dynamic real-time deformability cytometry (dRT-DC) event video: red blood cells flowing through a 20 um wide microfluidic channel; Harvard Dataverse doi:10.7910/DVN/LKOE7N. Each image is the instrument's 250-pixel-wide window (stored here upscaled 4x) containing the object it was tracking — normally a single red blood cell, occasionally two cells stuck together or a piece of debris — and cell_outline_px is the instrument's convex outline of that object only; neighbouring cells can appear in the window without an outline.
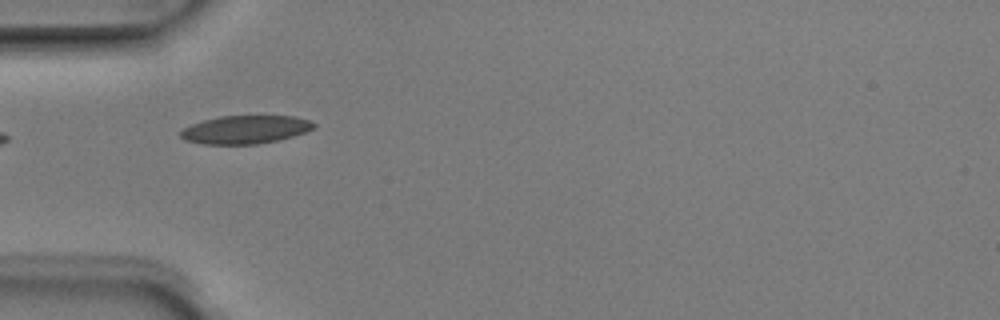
{"species": "Egyptian fruit bat (a non-hibernating species)", "species_latin": "Rousettus aegyptiacus", "temperature_condition": "room temperature", "stored_images_in_passage": 7, "camera_frame_rate_fps": 3000, "um_per_image_px": 0.085, "animal": {"sex": "male"}, "frame": {"image": 1, "passage_image": 3, "time_ms": 0.667, "image_size_px": [1000, 320], "cell_outline_px": [[316, 128], [292, 136], [276, 140], [256, 144], [204, 144], [184, 140], [180, 136], [180, 132], [184, 128], [192, 124], [204, 120], [220, 116], [292, 116], [308, 120], [316, 124]], "centroid_in_image_um": [20.84, 11.01], "position_along_channel_um": 64.2, "area_um2": 21.68}}
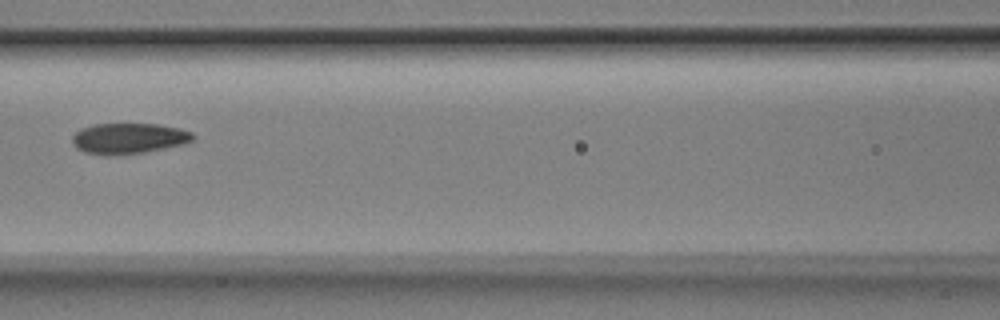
{"frame": {"image": 2, "passage_image": 5, "time_ms": 1.333, "image_size_px": [1000, 320], "cell_outline_px": [[196, 136], [192, 140], [184, 144], [144, 152], [108, 156], [84, 152], [76, 148], [72, 144], [72, 136], [80, 128], [92, 124], [156, 124], [180, 128], [192, 132]], "centroid_in_image_um": [10.91, 11.76], "position_along_channel_um": 155.7, "area_um2": 21.73}}
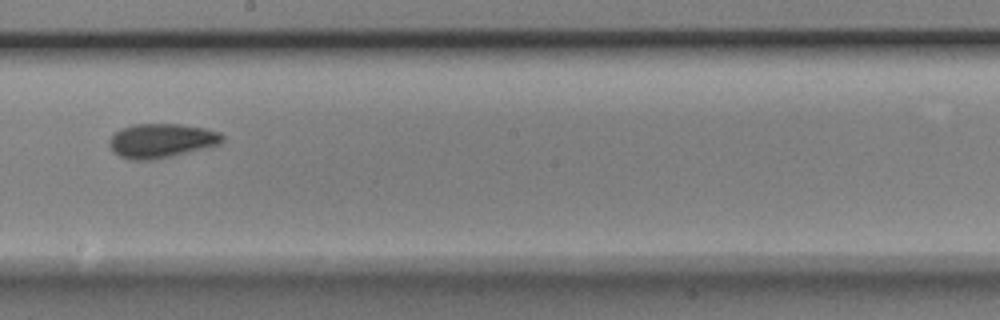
{"frame": {"image": 3, "passage_image": 7, "time_ms": 2.0, "image_size_px": [1000, 320], "cell_outline_px": [[224, 140], [220, 144], [156, 160], [128, 160], [112, 152], [108, 144], [108, 140], [120, 128], [132, 124], [180, 124], [204, 128], [220, 132], [224, 136]], "centroid_in_image_um": [13.69, 11.96], "position_along_channel_um": 234.5, "area_um2": 22.77}}